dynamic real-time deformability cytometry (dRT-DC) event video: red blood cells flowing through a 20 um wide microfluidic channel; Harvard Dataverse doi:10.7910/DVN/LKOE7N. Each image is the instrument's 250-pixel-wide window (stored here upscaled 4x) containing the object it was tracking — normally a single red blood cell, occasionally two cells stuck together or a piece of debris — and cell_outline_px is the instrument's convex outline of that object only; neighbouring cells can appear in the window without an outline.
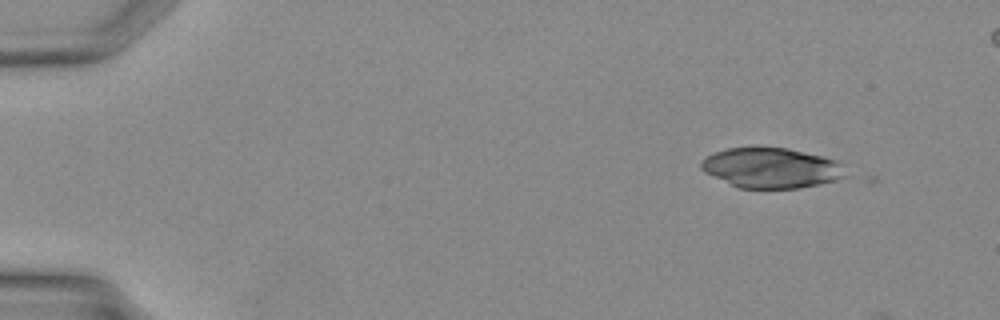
{"species": "Egyptian fruit bat (a non-hibernating species)", "species_latin": "Rousettus aegyptiacus", "temperature_condition": "warm", "stored_images_in_passage": 5, "camera_frame_rate_fps": 3000, "um_per_image_px": 0.085, "animal": {"sex": "female"}, "frame": {"image": 1, "passage_image": 1, "time_ms": 0.0, "image_size_px": [1000, 320], "cell_outline_px": [[852, 176], [820, 184], [800, 188], [740, 188], [704, 172], [700, 168], [700, 164], [708, 156], [716, 152], [728, 148], [788, 148], [840, 160]], "centroid_in_image_um": [65.69, 14.28], "position_along_channel_um": 19.3, "area_um2": 33.99}}